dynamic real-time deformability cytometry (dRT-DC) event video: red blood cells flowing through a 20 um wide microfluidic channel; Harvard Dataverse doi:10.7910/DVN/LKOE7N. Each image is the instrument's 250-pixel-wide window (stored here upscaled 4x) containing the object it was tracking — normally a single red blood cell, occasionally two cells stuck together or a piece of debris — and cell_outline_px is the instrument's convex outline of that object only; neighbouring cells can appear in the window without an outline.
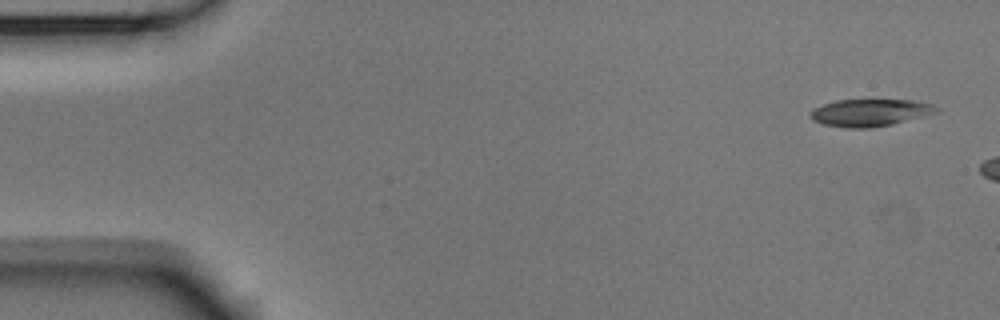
{"species": "Egyptian fruit bat (a non-hibernating species)", "species_latin": "Rousettus aegyptiacus", "temperature_condition": "room temperature", "stored_images_in_passage": 2, "camera_frame_rate_fps": 3000, "um_per_image_px": 0.085, "animal": {"sex": "male"}, "frame": {"image": 1, "passage_image": 1, "time_ms": 0.0, "image_size_px": [1000, 320], "cell_outline_px": [[940, 112], [892, 124], [872, 128], [848, 128], [824, 124], [812, 120], [808, 112], [824, 104], [836, 100], [912, 100], [932, 104], [940, 108]], "centroid_in_image_um": [73.98, 9.58], "position_along_channel_um": 11.0, "area_um2": 20.0}}